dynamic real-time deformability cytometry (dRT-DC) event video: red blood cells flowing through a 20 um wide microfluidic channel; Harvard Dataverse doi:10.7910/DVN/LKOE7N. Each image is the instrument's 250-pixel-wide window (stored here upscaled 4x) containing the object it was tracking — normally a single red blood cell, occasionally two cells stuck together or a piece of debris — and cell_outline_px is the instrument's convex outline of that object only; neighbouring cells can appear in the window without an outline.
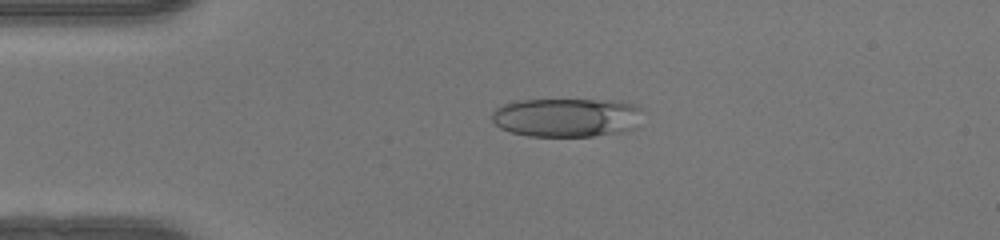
{"species": "human", "species_latin": "Homo sapiens", "temperature_condition": "warm", "stored_images_in_passage": 49, "camera_frame_rate_fps": 3000, "um_per_image_px": 0.085, "donor": {"sex": "female"}, "frame": {"image": 1, "passage_image": 11, "time_ms": 3.333, "image_size_px": [1000, 240], "cell_outline_px": [[644, 112], [632, 128], [624, 132], [592, 136], [528, 136], [512, 132], [500, 128], [492, 120], [492, 112], [496, 108], [504, 104], [516, 100], [620, 100], [644, 108]], "centroid_in_image_um": [48.19, 9.97], "position_along_channel_um": 36.8, "area_um2": 34.39}}
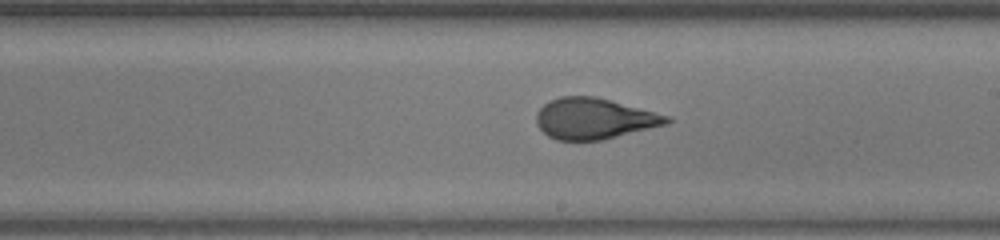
{"frame": {"image": 2, "passage_image": 28, "time_ms": 9.0, "image_size_px": [1000, 240], "cell_outline_px": [[672, 120], [668, 124], [604, 140], [556, 140], [548, 136], [536, 124], [536, 112], [548, 100], [560, 96], [596, 96], [672, 116]], "centroid_in_image_um": [50.53, 10.08], "position_along_channel_um": 238.5, "area_um2": 31.5}}
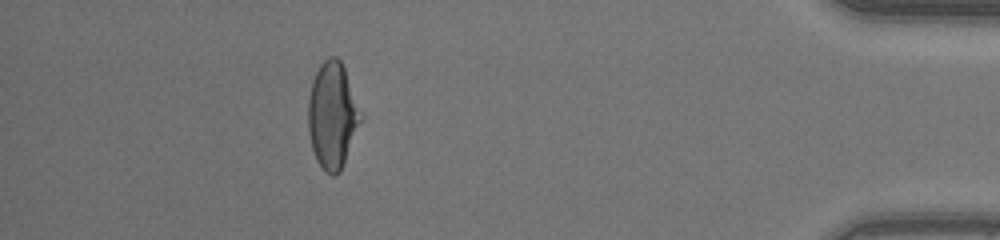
{"frame": {"image": 3, "passage_image": 44, "time_ms": 14.333, "image_size_px": [1000, 240], "cell_outline_px": [[364, 116], [340, 172], [336, 176], [332, 176], [316, 160], [312, 148], [308, 132], [308, 100], [312, 80], [320, 64], [328, 56], [336, 56], [340, 60], [344, 68]], "centroid_in_image_um": [28.27, 9.79], "position_along_channel_um": 406.9, "area_um2": 32.71}, "authors_computed_cell_mechanics": {"area_um2": 32.3102, "velocity_mm_per_s": 4.1948, "shape_relaxation_time_tau1_ms": null, "shape_relaxation_time_tau2_ms": 0.9504, "deformation_change_tau1": null, "deformation_change_tau2": 0.0875}}